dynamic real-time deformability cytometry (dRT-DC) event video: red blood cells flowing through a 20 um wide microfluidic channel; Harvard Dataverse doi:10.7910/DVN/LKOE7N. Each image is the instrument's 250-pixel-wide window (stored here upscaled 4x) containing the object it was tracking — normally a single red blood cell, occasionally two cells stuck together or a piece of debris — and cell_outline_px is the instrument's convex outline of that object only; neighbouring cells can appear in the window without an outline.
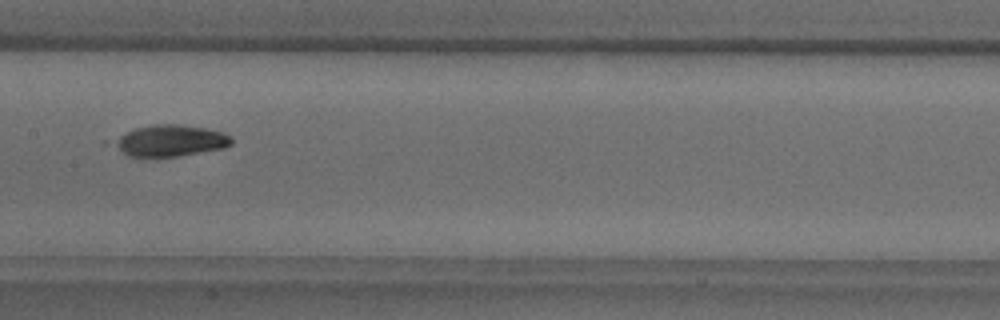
{"species": "common noctule bat (a hibernating species)", "species_latin": "Nyctalus noctula", "temperature_condition": "warm", "stored_images_in_passage": 32, "camera_frame_rate_fps": 3000, "um_per_image_px": 0.085, "animal": {"sex": "male", "body_mass_g": 18.8}, "frame": {"image": 1, "passage_image": 10, "time_ms": 3.0, "image_size_px": [1000, 320], "cell_outline_px": [[232, 144], [224, 148], [180, 156], [128, 156], [112, 144], [112, 140], [136, 128], [152, 124], [176, 124], [204, 128], [224, 132], [232, 140]], "centroid_in_image_um": [14.49, 11.95], "position_along_channel_um": 192.9, "area_um2": 21.27}}